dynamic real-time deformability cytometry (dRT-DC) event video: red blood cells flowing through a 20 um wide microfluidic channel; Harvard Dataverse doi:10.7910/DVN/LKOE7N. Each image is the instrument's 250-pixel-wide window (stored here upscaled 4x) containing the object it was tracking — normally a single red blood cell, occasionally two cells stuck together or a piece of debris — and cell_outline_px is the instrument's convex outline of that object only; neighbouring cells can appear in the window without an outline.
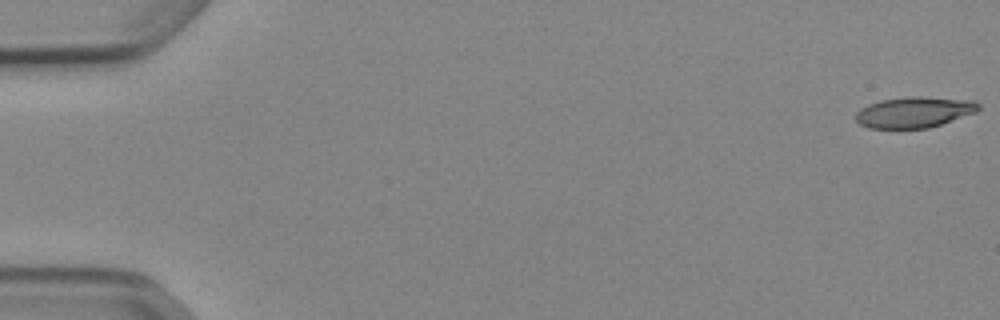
{"species": "Egyptian fruit bat (a non-hibernating species)", "species_latin": "Rousettus aegyptiacus", "temperature_condition": "cold", "stored_images_in_passage": 53, "camera_frame_rate_fps": 3000, "um_per_image_px": 0.085, "animal": {"sex": "female"}, "frame": {"image": 1, "passage_image": 1, "time_ms": 0.0, "image_size_px": [1000, 320], "cell_outline_px": [[980, 108], [976, 112], [928, 128], [868, 128], [860, 124], [856, 120], [856, 112], [860, 108], [868, 104], [880, 100], [912, 96], [916, 96], [976, 100], [980, 104]], "centroid_in_image_um": [77.71, 9.52], "position_along_channel_um": 7.3, "area_um2": 22.08}}
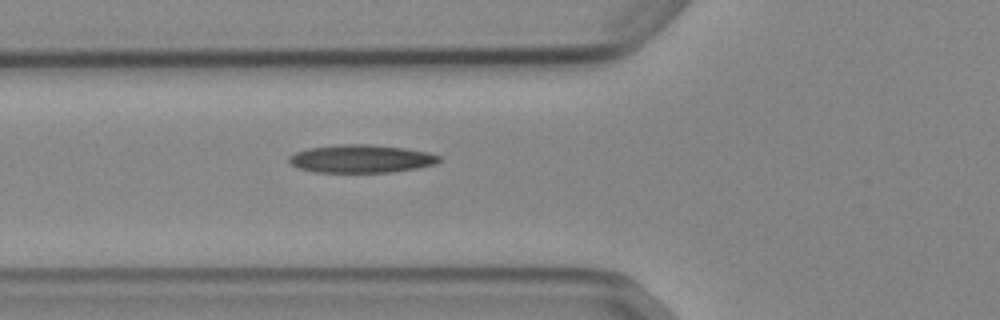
{"frame": {"image": 2, "passage_image": 20, "time_ms": 6.333, "image_size_px": [1000, 320], "cell_outline_px": [[440, 160], [436, 164], [416, 168], [392, 172], [316, 172], [300, 168], [288, 164], [288, 156], [296, 152], [308, 148], [340, 144], [372, 144], [404, 148], [428, 152], [440, 156]], "centroid_in_image_um": [30.68, 13.49], "position_along_channel_um": 95.1, "area_um2": 24.57}}
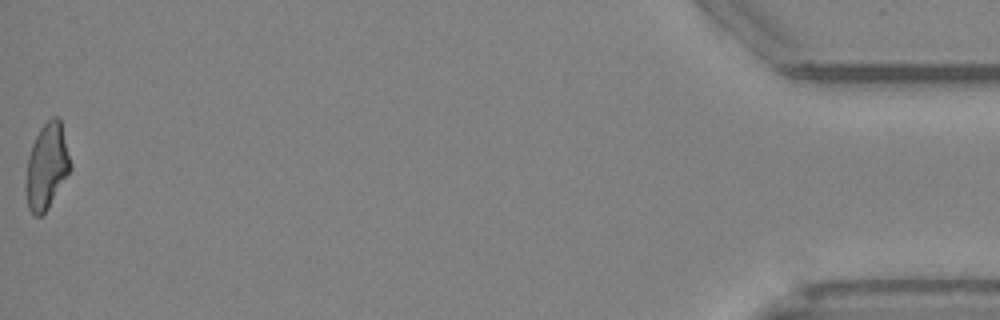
{"frame": {"image": 3, "passage_image": 53, "time_ms": 17.333, "image_size_px": [1000, 320], "cell_outline_px": [[72, 168], [48, 208], [40, 216], [36, 216], [28, 208], [24, 192], [24, 184], [28, 156], [32, 144], [40, 128], [52, 116], [60, 116], [72, 164]], "centroid_in_image_um": [3.97, 14.12], "position_along_channel_um": 431.2, "area_um2": 22.6}, "authors_computed_cell_mechanics": {"area_um2": 23.0622, "velocity_mm_per_s": 3.9012, "shape_relaxation_time_tau1_ms": null, "shape_relaxation_time_tau2_ms": 4.6374, "deformation_change_tau1": null, "deformation_change_tau2": 0.147}}